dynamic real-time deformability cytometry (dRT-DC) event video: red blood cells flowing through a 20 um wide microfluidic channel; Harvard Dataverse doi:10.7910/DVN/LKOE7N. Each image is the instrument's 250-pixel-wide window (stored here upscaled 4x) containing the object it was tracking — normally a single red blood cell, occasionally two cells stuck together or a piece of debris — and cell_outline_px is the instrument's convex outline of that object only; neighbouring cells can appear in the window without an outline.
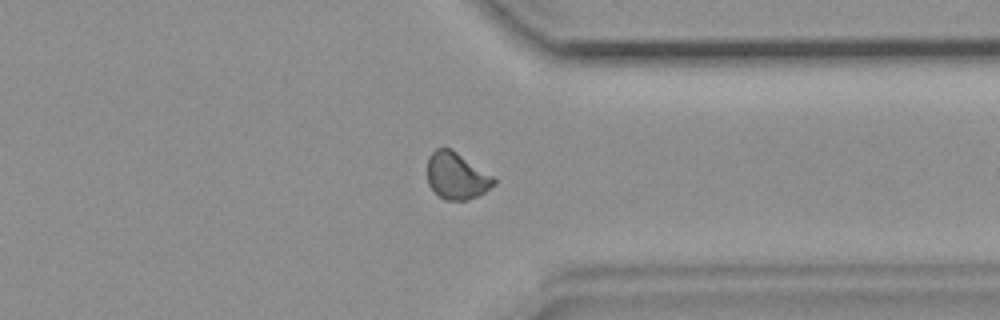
{"species": "common noctule bat (a hibernating species)", "species_latin": "Nyctalus noctula", "temperature_condition": "room temperature", "stored_images_in_passage": 28, "camera_frame_rate_fps": 3000, "um_per_image_px": 0.085, "animal": {"sex": "female", "body_mass_g": 19.9}, "frame": {"image": 1, "passage_image": 24, "time_ms": 7.667, "image_size_px": [1000, 320], "cell_outline_px": [[496, 184], [484, 192], [468, 200], [448, 200], [440, 196], [428, 184], [428, 156], [436, 148], [452, 148], [492, 176], [496, 180]], "centroid_in_image_um": [38.81, 14.93], "position_along_channel_um": 372.6, "area_um2": 17.92}}